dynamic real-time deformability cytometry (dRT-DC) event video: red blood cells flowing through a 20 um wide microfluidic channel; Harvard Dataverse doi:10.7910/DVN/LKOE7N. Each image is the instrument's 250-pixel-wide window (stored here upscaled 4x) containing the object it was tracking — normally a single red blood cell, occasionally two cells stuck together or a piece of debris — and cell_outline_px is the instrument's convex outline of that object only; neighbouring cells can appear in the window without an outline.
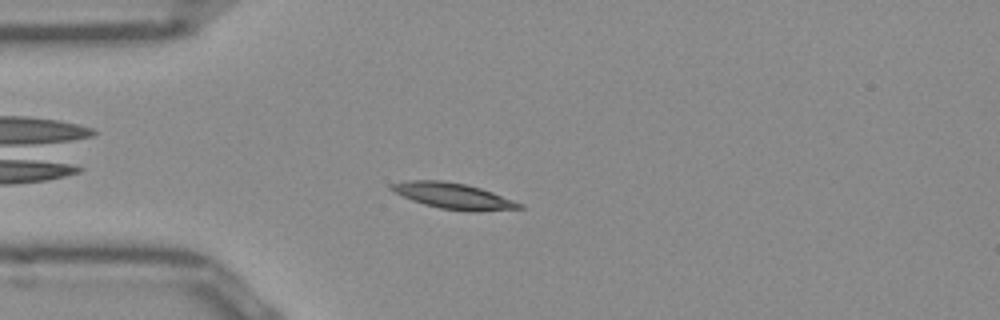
{"species": "Egyptian fruit bat (a non-hibernating species)", "species_latin": "Rousettus aegyptiacus", "temperature_condition": "room temperature", "stored_images_in_passage": 41, "camera_frame_rate_fps": 3000, "um_per_image_px": 0.085, "frame": {"image": 1, "passage_image": 6, "time_ms": 1.667, "image_size_px": [1000, 320], "cell_outline_px": [[524, 208], [476, 212], [472, 212], [440, 208], [424, 204], [412, 200], [388, 188], [388, 184], [408, 180], [440, 180], [464, 184], [480, 188], [492, 192], [524, 204]], "centroid_in_image_um": [38.55, 16.66], "position_along_channel_um": 46.5, "area_um2": 19.25}}
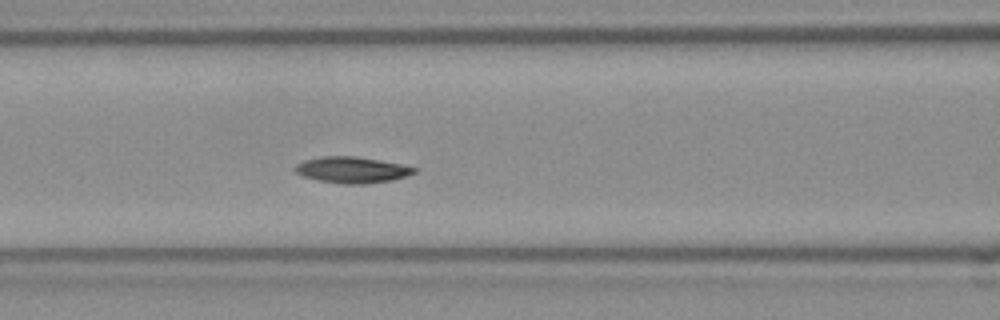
{"frame": {"image": 2, "passage_image": 14, "time_ms": 4.333, "image_size_px": [1000, 320], "cell_outline_px": [[416, 172], [392, 180], [364, 184], [344, 184], [316, 180], [304, 176], [296, 172], [292, 168], [296, 164], [304, 160], [320, 156], [356, 156], [380, 160], [400, 164], [416, 168]], "centroid_in_image_um": [29.86, 14.43], "position_along_channel_um": 136.7, "area_um2": 18.15}}
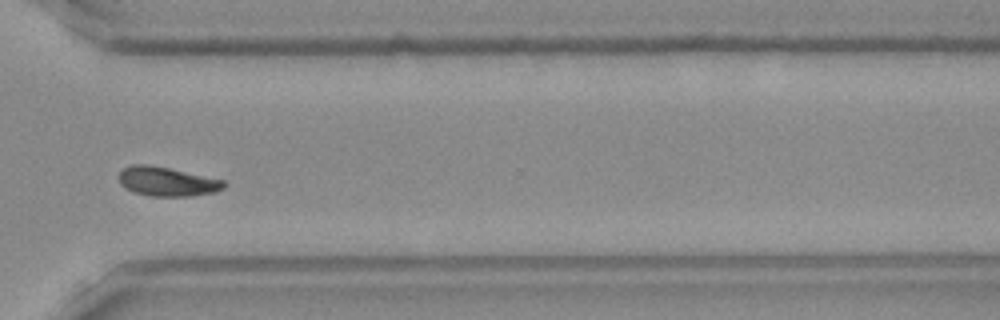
{"frame": {"image": 3, "passage_image": 31, "time_ms": 10.0, "image_size_px": [1000, 320], "cell_outline_px": [[224, 188], [216, 192], [188, 196], [152, 196], [132, 192], [124, 188], [120, 184], [120, 172], [124, 168], [132, 164], [148, 164], [168, 168], [224, 180]], "centroid_in_image_um": [14.17, 15.43], "position_along_channel_um": 356.4, "area_um2": 17.74}, "authors_computed_cell_mechanics": {"area_um2": 17.918, "velocity_mm_per_s": 3.8761, "shape_relaxation_time_tau1_ms": 3.7664, "shape_relaxation_time_tau2_ms": null, "deformation_change_tau1": 0.1173, "deformation_change_tau2": null}}